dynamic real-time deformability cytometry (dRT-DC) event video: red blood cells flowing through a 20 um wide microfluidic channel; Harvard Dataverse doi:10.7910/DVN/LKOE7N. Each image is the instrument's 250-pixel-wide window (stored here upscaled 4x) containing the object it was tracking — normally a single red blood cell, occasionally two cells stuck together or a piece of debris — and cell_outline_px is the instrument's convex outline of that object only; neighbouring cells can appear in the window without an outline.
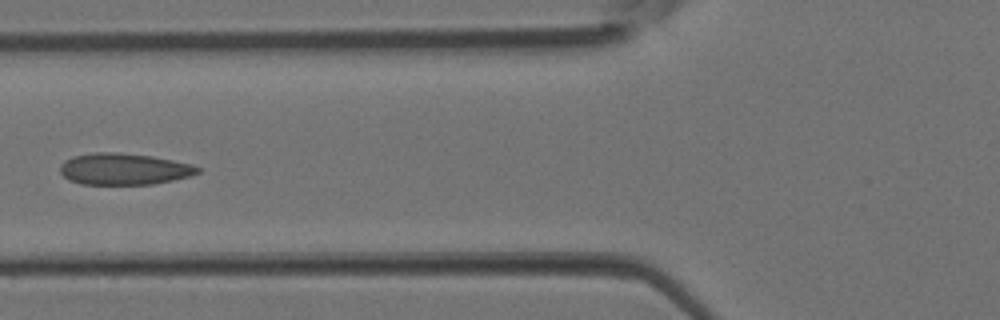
{"species": "Egyptian fruit bat (a non-hibernating species)", "species_latin": "Rousettus aegyptiacus", "temperature_condition": "room temperature", "stored_images_in_passage": 4, "camera_frame_rate_fps": 3000, "um_per_image_px": 0.085, "animal": {"sex": "female"}, "frame": {"image": 1, "passage_image": 4, "time_ms": 1.0, "image_size_px": [1000, 320], "cell_outline_px": [[200, 172], [188, 176], [172, 180], [152, 184], [80, 184], [68, 180], [60, 172], [60, 164], [64, 160], [72, 156], [96, 152], [116, 152], [152, 156], [192, 164], [200, 168]], "centroid_in_image_um": [10.49, 14.36], "position_along_channel_um": 115.3, "area_um2": 25.26}}